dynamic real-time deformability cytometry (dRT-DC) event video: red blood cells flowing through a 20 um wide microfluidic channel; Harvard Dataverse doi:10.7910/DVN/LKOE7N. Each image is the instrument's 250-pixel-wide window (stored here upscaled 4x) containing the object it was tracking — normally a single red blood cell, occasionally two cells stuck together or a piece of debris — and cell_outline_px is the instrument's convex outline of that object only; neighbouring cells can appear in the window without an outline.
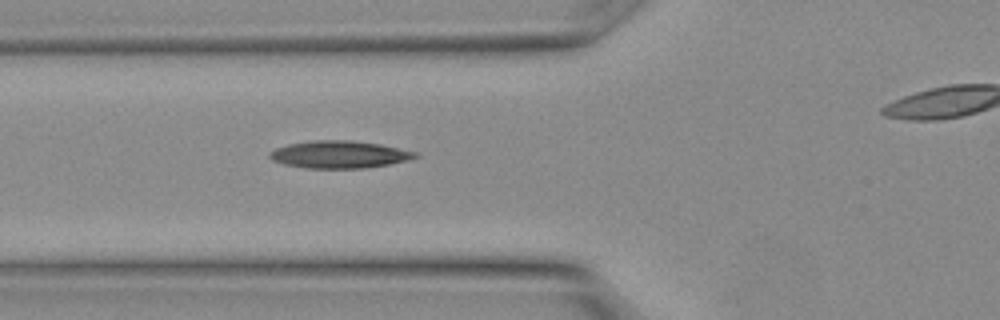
{"species": "Egyptian fruit bat (a non-hibernating species)", "species_latin": "Rousettus aegyptiacus", "temperature_condition": "warm", "stored_images_in_passage": 10, "segment_of_instrument_passage": [1, 2], "camera_frame_rate_fps": 3000, "um_per_image_px": 0.085, "animal": {"sex": "female"}, "frame": {"image": 1, "passage_image": 9, "time_ms": 2.667, "image_size_px": [1000, 320], "cell_outline_px": [[420, 156], [388, 164], [364, 168], [304, 168], [284, 164], [272, 160], [268, 156], [268, 152], [276, 148], [288, 144], [312, 140], [352, 140], [380, 144], [416, 152]], "centroid_in_image_um": [28.78, 13.12], "position_along_channel_um": 97.0, "area_um2": 23.12}}